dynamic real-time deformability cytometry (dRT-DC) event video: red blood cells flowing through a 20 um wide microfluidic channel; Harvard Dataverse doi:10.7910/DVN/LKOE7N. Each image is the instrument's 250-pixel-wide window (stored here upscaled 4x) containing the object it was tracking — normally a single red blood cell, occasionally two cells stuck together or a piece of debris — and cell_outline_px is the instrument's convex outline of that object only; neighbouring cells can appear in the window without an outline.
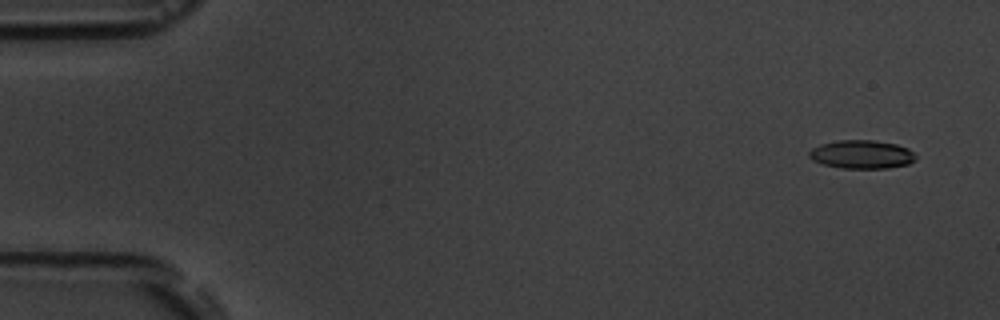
{"species": "common noctule bat (a hibernating species)", "species_latin": "Nyctalus noctula", "temperature_condition": "room temperature", "stored_images_in_passage": 6, "camera_frame_rate_fps": 3000, "um_per_image_px": 0.085, "animal": {"sex": "male", "body_mass_g": 19.5, "forearm_length_mm": 54.6}, "frame": {"image": 1, "passage_image": 2, "time_ms": 1.0, "image_size_px": [1000, 320], "cell_outline_px": [[916, 160], [908, 164], [888, 168], [840, 168], [824, 164], [812, 160], [808, 156], [808, 152], [812, 148], [820, 144], [836, 140], [872, 140], [896, 144], [908, 148], [916, 156]], "centroid_in_image_um": [73.23, 13.12], "position_along_channel_um": 11.8, "area_um2": 17.74}}